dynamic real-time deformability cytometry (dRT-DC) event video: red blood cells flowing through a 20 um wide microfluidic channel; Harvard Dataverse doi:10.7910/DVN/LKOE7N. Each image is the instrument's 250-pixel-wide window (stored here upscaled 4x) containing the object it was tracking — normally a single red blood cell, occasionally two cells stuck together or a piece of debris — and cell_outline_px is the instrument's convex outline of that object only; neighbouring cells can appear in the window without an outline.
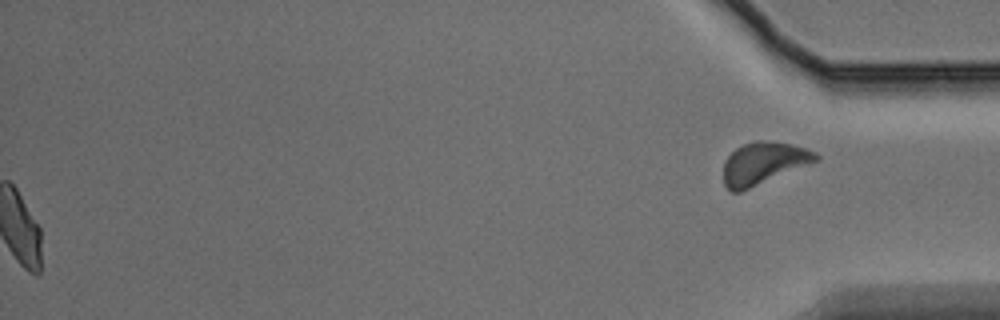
{"species": "Egyptian fruit bat (a non-hibernating species)", "species_latin": "Rousettus aegyptiacus", "temperature_condition": "warm", "stored_images_in_passage": 54, "segment_of_instrument_passage": [2, 2], "camera_frame_rate_fps": 3000, "um_per_image_px": 0.085, "animal": {"sex": "male"}, "frame": {"image": 1, "passage_image": 54, "time_ms": 17.667, "image_size_px": [1000, 320], "cell_outline_px": [[820, 160], [740, 192], [732, 192], [724, 184], [724, 160], [736, 148], [744, 144], [756, 140], [776, 140], [792, 144], [816, 152], [820, 156]], "centroid_in_image_um": [64.92, 13.85], "position_along_channel_um": 370.3, "area_um2": 22.83}}